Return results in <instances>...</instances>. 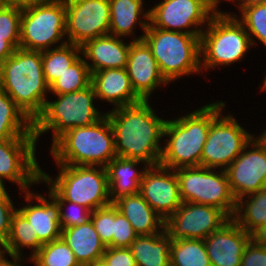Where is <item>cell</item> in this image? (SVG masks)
Returning <instances> with one entry per match:
<instances>
[{"instance_id":"1","label":"cell","mask_w":266,"mask_h":266,"mask_svg":"<svg viewBox=\"0 0 266 266\" xmlns=\"http://www.w3.org/2000/svg\"><path fill=\"white\" fill-rule=\"evenodd\" d=\"M114 132L115 153L122 158L159 165L165 119L158 117L149 100L118 107L105 113Z\"/></svg>"},{"instance_id":"2","label":"cell","mask_w":266,"mask_h":266,"mask_svg":"<svg viewBox=\"0 0 266 266\" xmlns=\"http://www.w3.org/2000/svg\"><path fill=\"white\" fill-rule=\"evenodd\" d=\"M225 105V102L217 101L177 119L166 120L163 137L166 136L168 141L162 147L159 165L174 170L201 166L211 121Z\"/></svg>"},{"instance_id":"3","label":"cell","mask_w":266,"mask_h":266,"mask_svg":"<svg viewBox=\"0 0 266 266\" xmlns=\"http://www.w3.org/2000/svg\"><path fill=\"white\" fill-rule=\"evenodd\" d=\"M0 89L34 122L42 113L49 93L42 69V52L16 49L0 65Z\"/></svg>"},{"instance_id":"4","label":"cell","mask_w":266,"mask_h":266,"mask_svg":"<svg viewBox=\"0 0 266 266\" xmlns=\"http://www.w3.org/2000/svg\"><path fill=\"white\" fill-rule=\"evenodd\" d=\"M114 142L113 128L105 114L92 125L67 130L50 147L56 164L106 167L117 157Z\"/></svg>"},{"instance_id":"5","label":"cell","mask_w":266,"mask_h":266,"mask_svg":"<svg viewBox=\"0 0 266 266\" xmlns=\"http://www.w3.org/2000/svg\"><path fill=\"white\" fill-rule=\"evenodd\" d=\"M143 40L156 59L164 79L170 83L201 71L200 36L154 28L150 24Z\"/></svg>"},{"instance_id":"6","label":"cell","mask_w":266,"mask_h":266,"mask_svg":"<svg viewBox=\"0 0 266 266\" xmlns=\"http://www.w3.org/2000/svg\"><path fill=\"white\" fill-rule=\"evenodd\" d=\"M206 28L200 35L201 71L238 62L253 47L249 34L234 13L214 14Z\"/></svg>"},{"instance_id":"7","label":"cell","mask_w":266,"mask_h":266,"mask_svg":"<svg viewBox=\"0 0 266 266\" xmlns=\"http://www.w3.org/2000/svg\"><path fill=\"white\" fill-rule=\"evenodd\" d=\"M55 101H46L42 113L33 122V134L38 141L39 136L53 132L54 142L59 136L75 127L89 126L99 121L104 115L95 108V90L90 84L79 91L54 94Z\"/></svg>"},{"instance_id":"8","label":"cell","mask_w":266,"mask_h":266,"mask_svg":"<svg viewBox=\"0 0 266 266\" xmlns=\"http://www.w3.org/2000/svg\"><path fill=\"white\" fill-rule=\"evenodd\" d=\"M59 174L53 180L42 171L39 179L50 186L63 200L94 211L111 204L105 167L57 164Z\"/></svg>"},{"instance_id":"9","label":"cell","mask_w":266,"mask_h":266,"mask_svg":"<svg viewBox=\"0 0 266 266\" xmlns=\"http://www.w3.org/2000/svg\"><path fill=\"white\" fill-rule=\"evenodd\" d=\"M65 36L64 0H47L22 9L19 48L42 52L51 49L55 44V47L65 45Z\"/></svg>"},{"instance_id":"10","label":"cell","mask_w":266,"mask_h":266,"mask_svg":"<svg viewBox=\"0 0 266 266\" xmlns=\"http://www.w3.org/2000/svg\"><path fill=\"white\" fill-rule=\"evenodd\" d=\"M198 167L176 169L182 202L210 205L222 210L230 219L236 210V199L225 170Z\"/></svg>"},{"instance_id":"11","label":"cell","mask_w":266,"mask_h":266,"mask_svg":"<svg viewBox=\"0 0 266 266\" xmlns=\"http://www.w3.org/2000/svg\"><path fill=\"white\" fill-rule=\"evenodd\" d=\"M221 112L211 121L208 137L201 155V166L225 170L252 140L248 133L230 114Z\"/></svg>"},{"instance_id":"12","label":"cell","mask_w":266,"mask_h":266,"mask_svg":"<svg viewBox=\"0 0 266 266\" xmlns=\"http://www.w3.org/2000/svg\"><path fill=\"white\" fill-rule=\"evenodd\" d=\"M230 218L219 208L183 202L165 220L164 229L172 241L180 239H206L219 230Z\"/></svg>"},{"instance_id":"13","label":"cell","mask_w":266,"mask_h":266,"mask_svg":"<svg viewBox=\"0 0 266 266\" xmlns=\"http://www.w3.org/2000/svg\"><path fill=\"white\" fill-rule=\"evenodd\" d=\"M67 43L82 46L86 41L109 35V0H64Z\"/></svg>"},{"instance_id":"14","label":"cell","mask_w":266,"mask_h":266,"mask_svg":"<svg viewBox=\"0 0 266 266\" xmlns=\"http://www.w3.org/2000/svg\"><path fill=\"white\" fill-rule=\"evenodd\" d=\"M149 11L152 27L196 36L203 31L200 26L207 27L214 15L202 0H163ZM193 26L192 30L189 29Z\"/></svg>"},{"instance_id":"15","label":"cell","mask_w":266,"mask_h":266,"mask_svg":"<svg viewBox=\"0 0 266 266\" xmlns=\"http://www.w3.org/2000/svg\"><path fill=\"white\" fill-rule=\"evenodd\" d=\"M36 142V139L0 140V177L19 185L23 193L39 184L41 177Z\"/></svg>"},{"instance_id":"16","label":"cell","mask_w":266,"mask_h":266,"mask_svg":"<svg viewBox=\"0 0 266 266\" xmlns=\"http://www.w3.org/2000/svg\"><path fill=\"white\" fill-rule=\"evenodd\" d=\"M225 171L236 200L257 192L266 187V151L252 139Z\"/></svg>"},{"instance_id":"17","label":"cell","mask_w":266,"mask_h":266,"mask_svg":"<svg viewBox=\"0 0 266 266\" xmlns=\"http://www.w3.org/2000/svg\"><path fill=\"white\" fill-rule=\"evenodd\" d=\"M140 194L164 220L183 203L176 171L161 165L149 166L146 169L140 183Z\"/></svg>"},{"instance_id":"18","label":"cell","mask_w":266,"mask_h":266,"mask_svg":"<svg viewBox=\"0 0 266 266\" xmlns=\"http://www.w3.org/2000/svg\"><path fill=\"white\" fill-rule=\"evenodd\" d=\"M140 35L131 41L126 71L135 93L142 100H149L154 90L168 82L162 76L150 47L143 40L144 34Z\"/></svg>"},{"instance_id":"19","label":"cell","mask_w":266,"mask_h":266,"mask_svg":"<svg viewBox=\"0 0 266 266\" xmlns=\"http://www.w3.org/2000/svg\"><path fill=\"white\" fill-rule=\"evenodd\" d=\"M250 234L233 219L204 239L207 256L212 266H241L244 249Z\"/></svg>"},{"instance_id":"20","label":"cell","mask_w":266,"mask_h":266,"mask_svg":"<svg viewBox=\"0 0 266 266\" xmlns=\"http://www.w3.org/2000/svg\"><path fill=\"white\" fill-rule=\"evenodd\" d=\"M27 205L17 210L28 220L42 244L50 243L61 237L60 207L48 193V200L40 193L25 192ZM39 203H34L33 201ZM50 200V201H49ZM32 203V204H30Z\"/></svg>"},{"instance_id":"21","label":"cell","mask_w":266,"mask_h":266,"mask_svg":"<svg viewBox=\"0 0 266 266\" xmlns=\"http://www.w3.org/2000/svg\"><path fill=\"white\" fill-rule=\"evenodd\" d=\"M91 85L98 100H105L114 108L142 101L135 93L126 68H110L91 73Z\"/></svg>"},{"instance_id":"22","label":"cell","mask_w":266,"mask_h":266,"mask_svg":"<svg viewBox=\"0 0 266 266\" xmlns=\"http://www.w3.org/2000/svg\"><path fill=\"white\" fill-rule=\"evenodd\" d=\"M121 37L113 35L100 36L86 41L81 46V56L87 62L90 72L110 68H126L131 42H123Z\"/></svg>"},{"instance_id":"23","label":"cell","mask_w":266,"mask_h":266,"mask_svg":"<svg viewBox=\"0 0 266 266\" xmlns=\"http://www.w3.org/2000/svg\"><path fill=\"white\" fill-rule=\"evenodd\" d=\"M61 238L73 251L81 266L101 262L106 246L91 220L80 226L62 229Z\"/></svg>"},{"instance_id":"24","label":"cell","mask_w":266,"mask_h":266,"mask_svg":"<svg viewBox=\"0 0 266 266\" xmlns=\"http://www.w3.org/2000/svg\"><path fill=\"white\" fill-rule=\"evenodd\" d=\"M143 161L122 158L117 156L112 159L106 168L109 186L110 202L114 203L123 196L140 193V183L149 166H144L141 171L136 170ZM136 167V168H135Z\"/></svg>"},{"instance_id":"25","label":"cell","mask_w":266,"mask_h":266,"mask_svg":"<svg viewBox=\"0 0 266 266\" xmlns=\"http://www.w3.org/2000/svg\"><path fill=\"white\" fill-rule=\"evenodd\" d=\"M138 235H153L164 230L165 220L143 199L140 193L123 196L113 203Z\"/></svg>"},{"instance_id":"26","label":"cell","mask_w":266,"mask_h":266,"mask_svg":"<svg viewBox=\"0 0 266 266\" xmlns=\"http://www.w3.org/2000/svg\"><path fill=\"white\" fill-rule=\"evenodd\" d=\"M144 0H109L110 29L109 34L117 37L133 35L136 24L146 32L149 25V10L143 11ZM145 12V13H144ZM141 15L146 21H141Z\"/></svg>"},{"instance_id":"27","label":"cell","mask_w":266,"mask_h":266,"mask_svg":"<svg viewBox=\"0 0 266 266\" xmlns=\"http://www.w3.org/2000/svg\"><path fill=\"white\" fill-rule=\"evenodd\" d=\"M172 239L165 229L153 235H141L130 245L137 266H171Z\"/></svg>"},{"instance_id":"28","label":"cell","mask_w":266,"mask_h":266,"mask_svg":"<svg viewBox=\"0 0 266 266\" xmlns=\"http://www.w3.org/2000/svg\"><path fill=\"white\" fill-rule=\"evenodd\" d=\"M36 139L33 134V122L0 89V140Z\"/></svg>"},{"instance_id":"29","label":"cell","mask_w":266,"mask_h":266,"mask_svg":"<svg viewBox=\"0 0 266 266\" xmlns=\"http://www.w3.org/2000/svg\"><path fill=\"white\" fill-rule=\"evenodd\" d=\"M232 219L248 234L257 227L265 225L266 187L239 198L236 201V210Z\"/></svg>"},{"instance_id":"30","label":"cell","mask_w":266,"mask_h":266,"mask_svg":"<svg viewBox=\"0 0 266 266\" xmlns=\"http://www.w3.org/2000/svg\"><path fill=\"white\" fill-rule=\"evenodd\" d=\"M36 232L32 229L28 220L17 210L11 219L10 234L6 242L2 245L6 254L23 256L25 247L31 248L30 258L34 256L42 247ZM23 248V249H21ZM22 254V255H21Z\"/></svg>"},{"instance_id":"31","label":"cell","mask_w":266,"mask_h":266,"mask_svg":"<svg viewBox=\"0 0 266 266\" xmlns=\"http://www.w3.org/2000/svg\"><path fill=\"white\" fill-rule=\"evenodd\" d=\"M81 55V46L72 43L42 51L44 78L50 86Z\"/></svg>"},{"instance_id":"32","label":"cell","mask_w":266,"mask_h":266,"mask_svg":"<svg viewBox=\"0 0 266 266\" xmlns=\"http://www.w3.org/2000/svg\"><path fill=\"white\" fill-rule=\"evenodd\" d=\"M170 260L171 266H212L203 239L173 241Z\"/></svg>"},{"instance_id":"33","label":"cell","mask_w":266,"mask_h":266,"mask_svg":"<svg viewBox=\"0 0 266 266\" xmlns=\"http://www.w3.org/2000/svg\"><path fill=\"white\" fill-rule=\"evenodd\" d=\"M241 16L239 21L246 29L251 43L255 46L256 37L266 46V0H251L237 5Z\"/></svg>"},{"instance_id":"34","label":"cell","mask_w":266,"mask_h":266,"mask_svg":"<svg viewBox=\"0 0 266 266\" xmlns=\"http://www.w3.org/2000/svg\"><path fill=\"white\" fill-rule=\"evenodd\" d=\"M91 84V72L84 57H79L50 86L51 94H64L82 90Z\"/></svg>"},{"instance_id":"35","label":"cell","mask_w":266,"mask_h":266,"mask_svg":"<svg viewBox=\"0 0 266 266\" xmlns=\"http://www.w3.org/2000/svg\"><path fill=\"white\" fill-rule=\"evenodd\" d=\"M28 259L35 266H81L61 237L43 244L39 251Z\"/></svg>"},{"instance_id":"36","label":"cell","mask_w":266,"mask_h":266,"mask_svg":"<svg viewBox=\"0 0 266 266\" xmlns=\"http://www.w3.org/2000/svg\"><path fill=\"white\" fill-rule=\"evenodd\" d=\"M48 193L58 202L60 207L61 229L80 226L90 221L91 213L88 208L63 200L50 186ZM69 205H67V204ZM67 205V206H66ZM66 206V207H65ZM65 208L66 211H63ZM69 211V212H67Z\"/></svg>"},{"instance_id":"37","label":"cell","mask_w":266,"mask_h":266,"mask_svg":"<svg viewBox=\"0 0 266 266\" xmlns=\"http://www.w3.org/2000/svg\"><path fill=\"white\" fill-rule=\"evenodd\" d=\"M95 230L106 247H112L114 228V204L98 208L91 213Z\"/></svg>"},{"instance_id":"38","label":"cell","mask_w":266,"mask_h":266,"mask_svg":"<svg viewBox=\"0 0 266 266\" xmlns=\"http://www.w3.org/2000/svg\"><path fill=\"white\" fill-rule=\"evenodd\" d=\"M137 236L130 222L114 205L112 247H130Z\"/></svg>"},{"instance_id":"39","label":"cell","mask_w":266,"mask_h":266,"mask_svg":"<svg viewBox=\"0 0 266 266\" xmlns=\"http://www.w3.org/2000/svg\"><path fill=\"white\" fill-rule=\"evenodd\" d=\"M22 9L0 4V36H20Z\"/></svg>"},{"instance_id":"40","label":"cell","mask_w":266,"mask_h":266,"mask_svg":"<svg viewBox=\"0 0 266 266\" xmlns=\"http://www.w3.org/2000/svg\"><path fill=\"white\" fill-rule=\"evenodd\" d=\"M101 263L104 266H137L129 247H106Z\"/></svg>"},{"instance_id":"41","label":"cell","mask_w":266,"mask_h":266,"mask_svg":"<svg viewBox=\"0 0 266 266\" xmlns=\"http://www.w3.org/2000/svg\"><path fill=\"white\" fill-rule=\"evenodd\" d=\"M17 211L8 193H0V245H3L9 237L11 219Z\"/></svg>"},{"instance_id":"42","label":"cell","mask_w":266,"mask_h":266,"mask_svg":"<svg viewBox=\"0 0 266 266\" xmlns=\"http://www.w3.org/2000/svg\"><path fill=\"white\" fill-rule=\"evenodd\" d=\"M241 266H266V249L250 240L244 249Z\"/></svg>"},{"instance_id":"43","label":"cell","mask_w":266,"mask_h":266,"mask_svg":"<svg viewBox=\"0 0 266 266\" xmlns=\"http://www.w3.org/2000/svg\"><path fill=\"white\" fill-rule=\"evenodd\" d=\"M20 45V36H0V65L9 58Z\"/></svg>"},{"instance_id":"44","label":"cell","mask_w":266,"mask_h":266,"mask_svg":"<svg viewBox=\"0 0 266 266\" xmlns=\"http://www.w3.org/2000/svg\"><path fill=\"white\" fill-rule=\"evenodd\" d=\"M250 240L266 249V224L257 227L250 233Z\"/></svg>"},{"instance_id":"45","label":"cell","mask_w":266,"mask_h":266,"mask_svg":"<svg viewBox=\"0 0 266 266\" xmlns=\"http://www.w3.org/2000/svg\"><path fill=\"white\" fill-rule=\"evenodd\" d=\"M45 1L47 0H0V4L24 9Z\"/></svg>"},{"instance_id":"46","label":"cell","mask_w":266,"mask_h":266,"mask_svg":"<svg viewBox=\"0 0 266 266\" xmlns=\"http://www.w3.org/2000/svg\"><path fill=\"white\" fill-rule=\"evenodd\" d=\"M5 253H3L0 256V266H21L22 260L25 259L24 256H16V255H12V254H7L13 261H8V259H6ZM23 258V259H22Z\"/></svg>"},{"instance_id":"47","label":"cell","mask_w":266,"mask_h":266,"mask_svg":"<svg viewBox=\"0 0 266 266\" xmlns=\"http://www.w3.org/2000/svg\"><path fill=\"white\" fill-rule=\"evenodd\" d=\"M202 1L211 10L213 14H227V12H222L217 10L218 9L217 6L219 5V2H221V0H202ZM229 1L235 2V5H237L236 0H229Z\"/></svg>"},{"instance_id":"48","label":"cell","mask_w":266,"mask_h":266,"mask_svg":"<svg viewBox=\"0 0 266 266\" xmlns=\"http://www.w3.org/2000/svg\"><path fill=\"white\" fill-rule=\"evenodd\" d=\"M258 136L255 137V135H253L252 139H254L258 143V145L266 151V129Z\"/></svg>"},{"instance_id":"49","label":"cell","mask_w":266,"mask_h":266,"mask_svg":"<svg viewBox=\"0 0 266 266\" xmlns=\"http://www.w3.org/2000/svg\"><path fill=\"white\" fill-rule=\"evenodd\" d=\"M4 181L1 177H0V193H7L6 188L4 186Z\"/></svg>"},{"instance_id":"50","label":"cell","mask_w":266,"mask_h":266,"mask_svg":"<svg viewBox=\"0 0 266 266\" xmlns=\"http://www.w3.org/2000/svg\"><path fill=\"white\" fill-rule=\"evenodd\" d=\"M87 266H104V265L101 262H97V263H94V264H91V265H87Z\"/></svg>"},{"instance_id":"51","label":"cell","mask_w":266,"mask_h":266,"mask_svg":"<svg viewBox=\"0 0 266 266\" xmlns=\"http://www.w3.org/2000/svg\"><path fill=\"white\" fill-rule=\"evenodd\" d=\"M261 89H262V90H266V77H265V79H264V81H263V86H262Z\"/></svg>"},{"instance_id":"52","label":"cell","mask_w":266,"mask_h":266,"mask_svg":"<svg viewBox=\"0 0 266 266\" xmlns=\"http://www.w3.org/2000/svg\"><path fill=\"white\" fill-rule=\"evenodd\" d=\"M237 1H238V2H237ZM247 1H251V0H236L237 5H239V4L243 3V2H247Z\"/></svg>"},{"instance_id":"53","label":"cell","mask_w":266,"mask_h":266,"mask_svg":"<svg viewBox=\"0 0 266 266\" xmlns=\"http://www.w3.org/2000/svg\"><path fill=\"white\" fill-rule=\"evenodd\" d=\"M3 253H5V251H4L3 247H2V245H0V256H1Z\"/></svg>"}]
</instances>
